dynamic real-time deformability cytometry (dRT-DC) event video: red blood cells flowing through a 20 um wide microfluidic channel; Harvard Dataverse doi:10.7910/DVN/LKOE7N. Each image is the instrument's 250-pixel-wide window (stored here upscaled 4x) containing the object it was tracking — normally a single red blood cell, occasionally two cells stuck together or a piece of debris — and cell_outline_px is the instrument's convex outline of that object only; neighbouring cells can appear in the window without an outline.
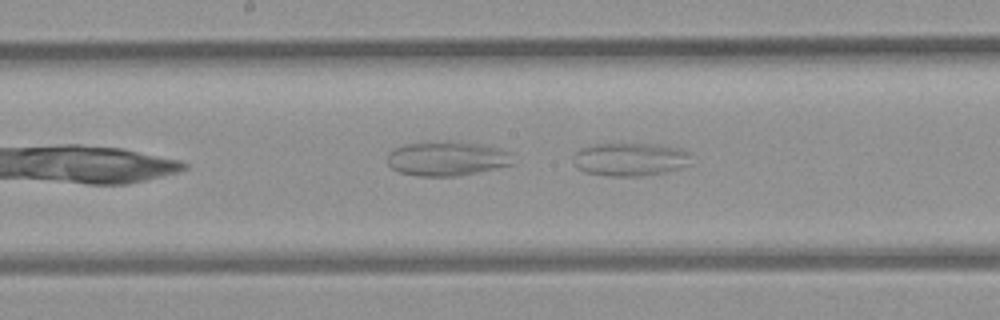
{"species": "common noctule bat (a hibernating species)", "species_latin": "Nyctalus noctula", "temperature_condition": "room temperature", "stored_images_in_passage": 40, "camera_frame_rate_fps": 3000, "um_per_image_px": 0.085, "animal": {"sex": "female", "body_mass_g": 21.9}, "frame": {"image": 1, "passage_image": 15, "time_ms": 4.667, "image_size_px": [1000, 320], "cell_outline_px": [[692, 164], [664, 172], [644, 176], [612, 176], [584, 172], [576, 168], [572, 164], [572, 156], [580, 148], [592, 144], [648, 144], [680, 148], [688, 152]], "centroid_in_image_um": [53.5, 13.55], "position_along_channel_um": 194.7, "area_um2": 22.95}}
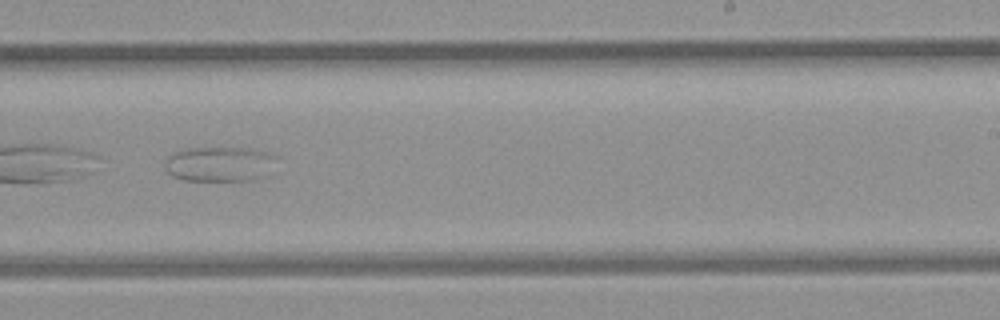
{"frame": {"image": 2, "passage_image": 21, "time_ms": 6.667, "image_size_px": [1000, 320], "cell_outline_px": [[276, 156], [272, 176], [252, 180], [184, 180], [172, 176], [164, 168], [168, 156], [184, 148], [248, 148], [264, 152]], "centroid_in_image_um": [18.72, 13.96], "position_along_channel_um": 270.3, "area_um2": 22.95}}
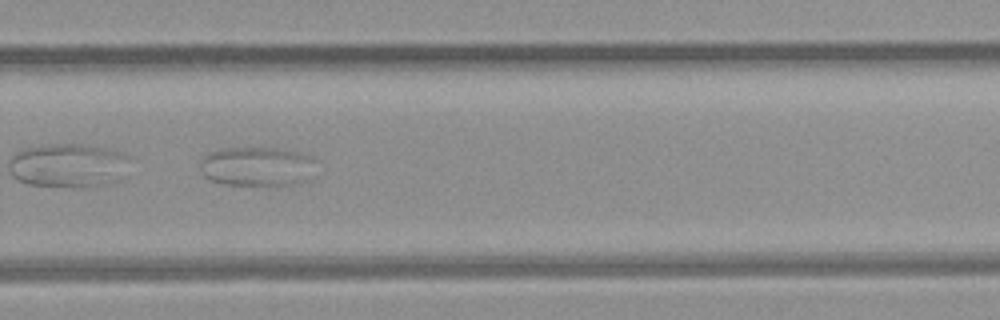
{"frame": {"image": 3, "passage_image": 24, "time_ms": 7.667, "image_size_px": [1000, 320], "cell_outline_px": [[320, 160], [308, 180], [296, 184], [280, 188], [272, 188], [220, 184], [208, 180], [200, 172], [200, 160], [208, 152], [220, 148], [276, 148], [300, 152], [312, 156]], "centroid_in_image_um": [21.9, 14.2], "position_along_channel_um": 307.9, "area_um2": 28.32}}